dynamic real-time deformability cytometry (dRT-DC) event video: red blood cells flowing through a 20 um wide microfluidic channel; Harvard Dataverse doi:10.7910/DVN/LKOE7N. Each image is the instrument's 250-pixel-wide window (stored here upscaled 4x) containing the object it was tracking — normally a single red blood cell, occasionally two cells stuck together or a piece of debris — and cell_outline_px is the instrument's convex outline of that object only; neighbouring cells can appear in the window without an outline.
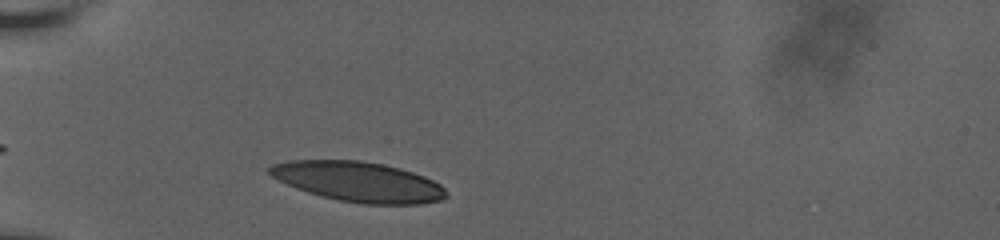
{"species": "human", "species_latin": "Homo sapiens", "temperature_condition": "room temperature", "stored_images_in_passage": 32, "camera_frame_rate_fps": 3000, "um_per_image_px": 0.085, "donor": {"sex": "male"}, "frame": {"image": 1, "passage_image": 1, "time_ms": 0.0, "image_size_px": [1000, 240], "cell_outline_px": [[448, 196], [444, 200], [420, 204], [364, 204], [340, 200], [308, 192], [296, 188], [272, 176], [264, 168], [272, 164], [288, 160], [360, 160], [400, 168], [424, 176], [440, 184], [448, 192]], "centroid_in_image_um": [30.48, 15.44], "position_along_channel_um": 54.5, "area_um2": 41.15}}
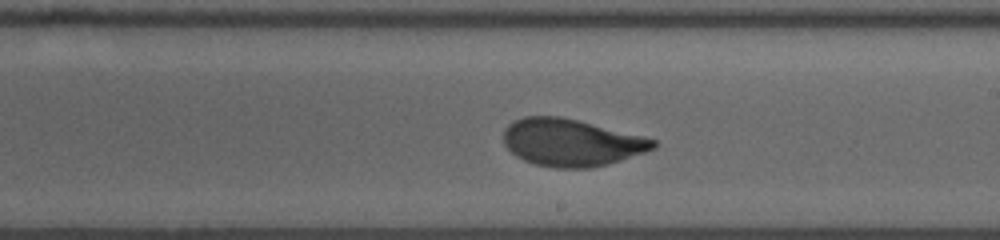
{"frame": {"image": 2, "passage_image": 18, "time_ms": 5.667, "image_size_px": [1000, 240], "cell_outline_px": [[656, 148], [608, 164], [588, 168], [556, 168], [536, 164], [524, 160], [516, 156], [504, 144], [504, 128], [508, 124], [524, 116], [560, 116], [644, 136], [656, 140]], "centroid_in_image_um": [48.55, 12.11], "position_along_channel_um": 240.5, "area_um2": 40.98}}
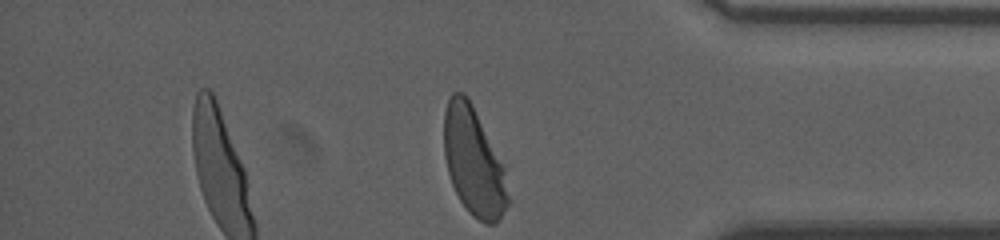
{"frame": {"image": 3, "passage_image": 32, "time_ms": 10.333, "image_size_px": [1000, 240], "cell_outline_px": [[512, 200], [500, 220], [492, 224], [484, 224], [472, 216], [468, 212], [460, 200], [452, 184], [448, 172], [444, 156], [444, 112], [448, 100], [452, 92], [464, 92], [468, 96], [504, 164]], "centroid_in_image_um": [40.3, 13.78], "position_along_channel_um": 394.9, "area_um2": 41.27}, "authors_computed_cell_mechanics": {"area_um2": 41.6738, "velocity_mm_per_s": 3.6429, "shape_relaxation_time_tau1_ms": 3.8992, "shape_relaxation_time_tau2_ms": 0.8806, "deformation_change_tau1": 0.1778, "deformation_change_tau2": 0.0537}}